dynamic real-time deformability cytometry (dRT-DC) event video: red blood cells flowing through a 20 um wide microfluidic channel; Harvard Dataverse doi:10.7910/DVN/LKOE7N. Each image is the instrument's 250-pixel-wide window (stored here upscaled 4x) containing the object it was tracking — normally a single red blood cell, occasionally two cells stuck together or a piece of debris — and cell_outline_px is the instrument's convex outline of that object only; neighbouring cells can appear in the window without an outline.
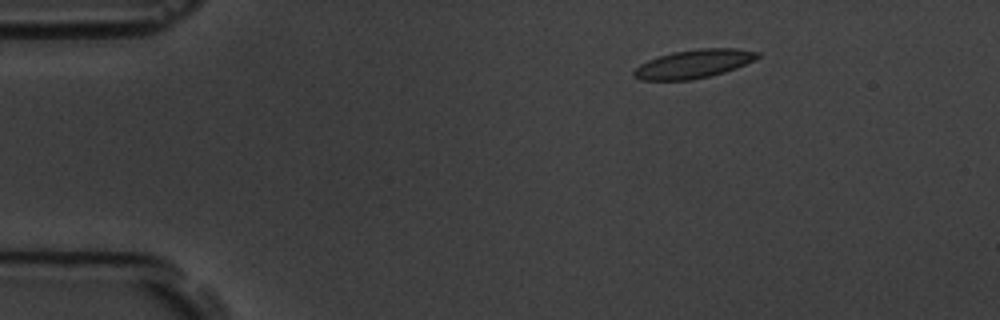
{"species": "common noctule bat (a hibernating species)", "species_latin": "Nyctalus noctula", "temperature_condition": "room temperature", "stored_images_in_passage": 5, "camera_frame_rate_fps": 3000, "um_per_image_px": 0.085, "animal": {"sex": "male", "body_mass_g": 19.5, "forearm_length_mm": 54.6}, "frame": {"image": 1, "passage_image": 3, "time_ms": 2.333, "image_size_px": [1000, 320], "cell_outline_px": [[760, 56], [736, 68], [724, 72], [692, 80], [640, 80], [632, 76], [632, 72], [640, 64], [648, 60], [672, 52], [700, 48], [736, 48], [760, 52]], "centroid_in_image_um": [58.94, 5.43], "position_along_channel_um": 26.1, "area_um2": 20.46}}